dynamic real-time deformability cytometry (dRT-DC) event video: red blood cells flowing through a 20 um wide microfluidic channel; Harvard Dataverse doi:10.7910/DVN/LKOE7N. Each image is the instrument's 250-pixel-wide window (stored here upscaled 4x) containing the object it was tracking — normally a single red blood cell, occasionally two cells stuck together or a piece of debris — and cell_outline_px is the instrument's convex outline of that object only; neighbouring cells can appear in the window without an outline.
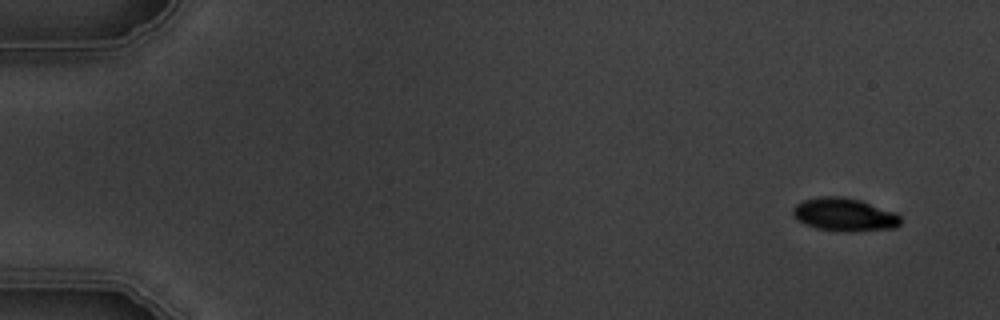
{"species": "common noctule bat (a hibernating species)", "species_latin": "Nyctalus noctula", "temperature_condition": "warm", "stored_images_in_passage": 4, "camera_frame_rate_fps": 3000, "um_per_image_px": 0.085, "animal": {"sex": "male", "body_mass_g": 19.5, "forearm_length_mm": 54.6}, "frame": {"image": 1, "passage_image": 1, "time_ms": 0.0, "image_size_px": [1000, 320], "cell_outline_px": [[900, 224], [896, 228], [816, 228], [800, 220], [792, 212], [792, 208], [796, 204], [804, 200], [820, 196], [844, 196], [860, 200], [896, 212], [900, 216]], "centroid_in_image_um": [71.77, 18.16], "position_along_channel_um": 13.2, "area_um2": 19.54}}
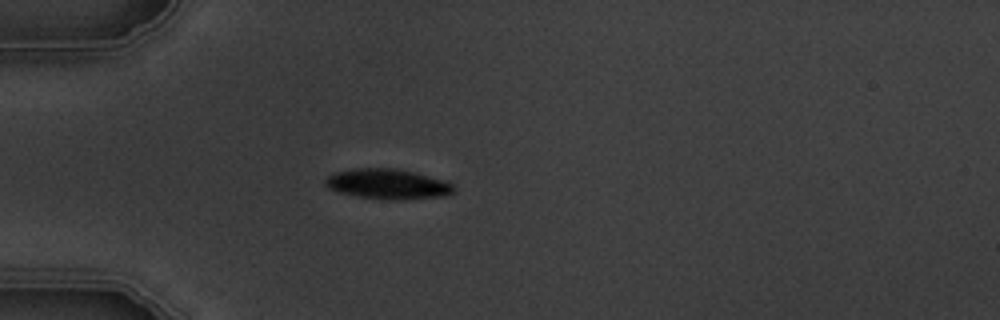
{"frame": {"image": 2, "passage_image": 4, "time_ms": 4.333, "image_size_px": [1000, 320], "cell_outline_px": [[456, 192], [448, 196], [396, 200], [384, 200], [360, 196], [340, 192], [328, 188], [324, 184], [324, 180], [328, 176], [336, 172], [356, 168], [396, 168], [444, 180], [452, 184], [456, 188]], "centroid_in_image_um": [33.0, 15.65], "position_along_channel_um": 52.0, "area_um2": 22.6}}